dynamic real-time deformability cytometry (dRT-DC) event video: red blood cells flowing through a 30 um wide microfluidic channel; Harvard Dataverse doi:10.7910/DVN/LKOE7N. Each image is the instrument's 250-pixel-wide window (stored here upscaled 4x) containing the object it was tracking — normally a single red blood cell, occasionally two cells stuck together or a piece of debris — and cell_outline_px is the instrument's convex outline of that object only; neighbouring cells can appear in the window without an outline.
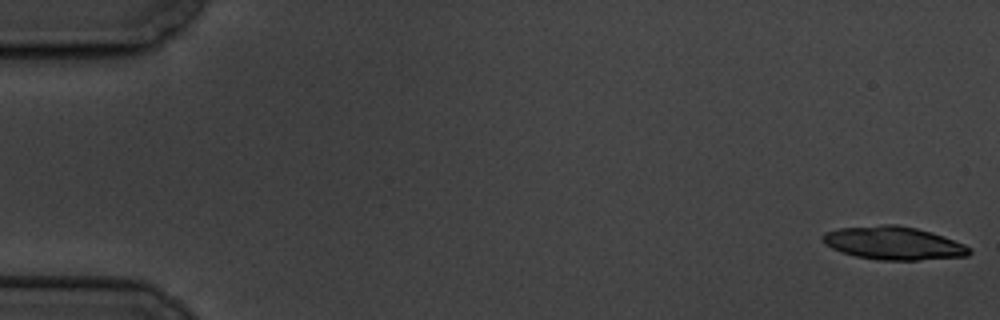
{"species": "common noctule bat (a hibernating species)", "species_latin": "Nyctalus noctula", "temperature_condition": "cold", "stored_images_in_passage": 7, "camera_frame_rate_fps": 3000, "um_per_image_px": 0.085, "animal": {"sex": "male", "body_mass_g": 19.5, "forearm_length_mm": 54.6}, "frame": {"image": 1, "passage_image": 1, "time_ms": 0.0, "image_size_px": [1000, 320], "cell_outline_px": [[972, 252], [968, 256], [920, 260], [880, 260], [856, 256], [832, 248], [824, 244], [820, 240], [820, 236], [824, 232], [840, 228], [880, 224], [896, 224], [916, 228], [932, 232], [944, 236], [964, 244], [972, 248]], "centroid_in_image_um": [75.95, 20.66], "position_along_channel_um": 9.0, "area_um2": 28.61}}
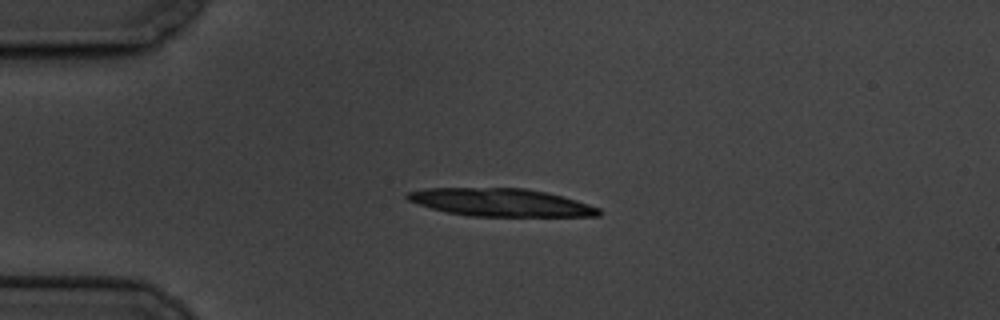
{"frame": {"image": 2, "passage_image": 4, "time_ms": 4.333, "image_size_px": [1000, 320], "cell_outline_px": [[604, 212], [600, 216], [468, 216], [448, 212], [432, 208], [408, 200], [404, 196], [408, 192], [424, 188], [524, 188], [564, 196], [600, 208]], "centroid_in_image_um": [42.59, 17.21], "position_along_channel_um": 42.4, "area_um2": 30.98}}